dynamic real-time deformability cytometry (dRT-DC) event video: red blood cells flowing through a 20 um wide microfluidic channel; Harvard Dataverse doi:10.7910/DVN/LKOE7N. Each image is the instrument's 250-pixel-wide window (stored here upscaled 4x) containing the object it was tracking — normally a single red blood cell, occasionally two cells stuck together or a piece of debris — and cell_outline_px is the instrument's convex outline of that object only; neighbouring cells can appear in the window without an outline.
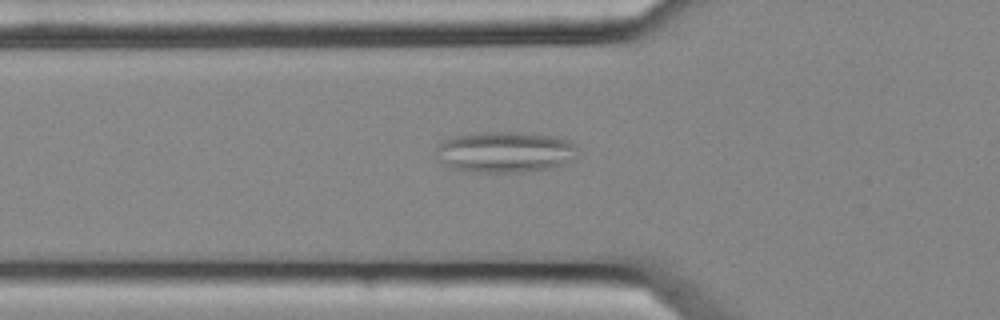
{"species": "common noctule bat (a hibernating species)", "species_latin": "Nyctalus noctula", "temperature_condition": "cold", "stored_images_in_passage": 54, "camera_frame_rate_fps": 3000, "um_per_image_px": 0.085, "animal": {"sex": "female", "body_mass_g": 25.1}, "frame": {"image": 1, "passage_image": 18, "time_ms": 5.667, "image_size_px": [1000, 320], "cell_outline_px": [[580, 156], [572, 160], [552, 168], [520, 172], [484, 172], [452, 168], [440, 160], [436, 156], [436, 148], [444, 140], [456, 136], [476, 132], [524, 132], [556, 136], [568, 140], [580, 148]], "centroid_in_image_um": [43.02, 12.9], "position_along_channel_um": 82.8, "area_um2": 34.1}}
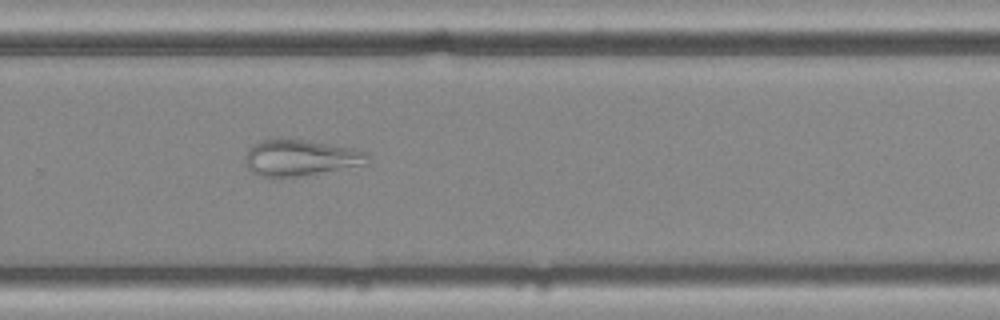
{"frame": {"image": 2, "passage_image": 36, "time_ms": 11.667, "image_size_px": [1000, 320], "cell_outline_px": [[368, 164], [308, 176], [260, 176], [252, 172], [248, 168], [244, 160], [244, 156], [252, 144], [260, 140], [304, 140], [356, 148], [364, 152], [368, 156]], "centroid_in_image_um": [25.56, 13.43], "position_along_channel_um": 304.2, "area_um2": 25.84}}
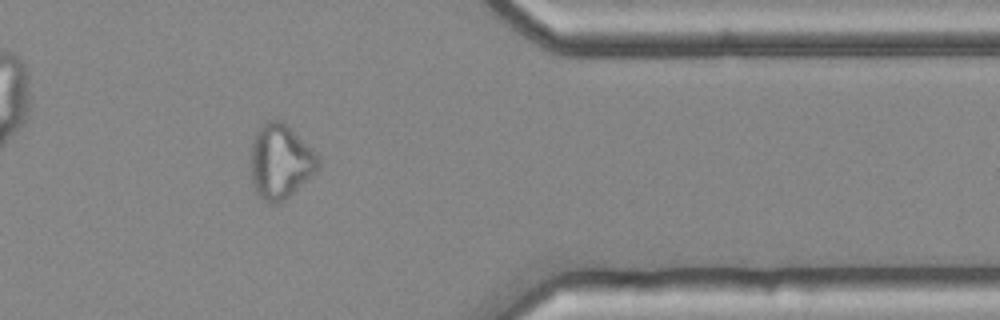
{"frame": {"image": 3, "passage_image": 44, "time_ms": 14.333, "image_size_px": [1000, 320], "cell_outline_px": [[320, 164], [284, 200], [276, 204], [268, 204], [256, 192], [252, 180], [252, 144], [256, 132], [264, 120], [284, 120], [316, 152], [320, 160]], "centroid_in_image_um": [23.82, 13.67], "position_along_channel_um": 387.6, "area_um2": 28.78}}